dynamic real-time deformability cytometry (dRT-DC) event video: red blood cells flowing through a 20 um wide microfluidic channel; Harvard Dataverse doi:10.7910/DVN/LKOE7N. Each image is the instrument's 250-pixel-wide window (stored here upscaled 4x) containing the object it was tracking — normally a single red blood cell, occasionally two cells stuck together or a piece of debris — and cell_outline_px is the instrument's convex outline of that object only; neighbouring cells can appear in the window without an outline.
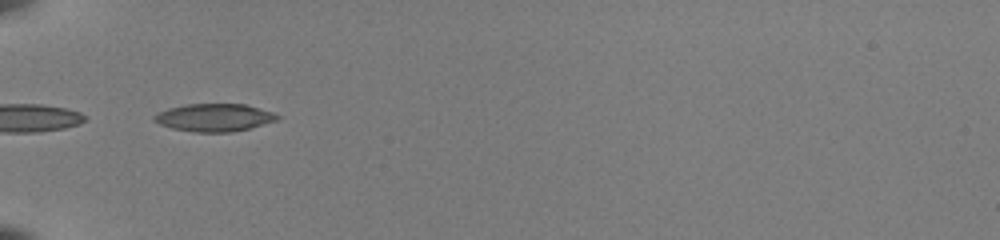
{"species": "common noctule bat (a hibernating species)", "species_latin": "Nyctalus noctula", "temperature_condition": "room temperature", "stored_images_in_passage": 34, "camera_frame_rate_fps": 3000, "um_per_image_px": 0.085, "animal": {"sex": "female", "body_mass_g": 22.0, "forearm_length_mm": 56.7}, "frame": {"image": 1, "passage_image": 1, "time_ms": 0.0, "image_size_px": [1000, 240], "cell_outline_px": [[280, 116], [276, 120], [248, 128], [232, 132], [196, 132], [172, 128], [160, 124], [152, 120], [152, 116], [156, 112], [168, 108], [188, 104], [244, 104], [272, 112]], "centroid_in_image_um": [18.14, 9.99], "position_along_channel_um": 66.9, "area_um2": 19.71}}
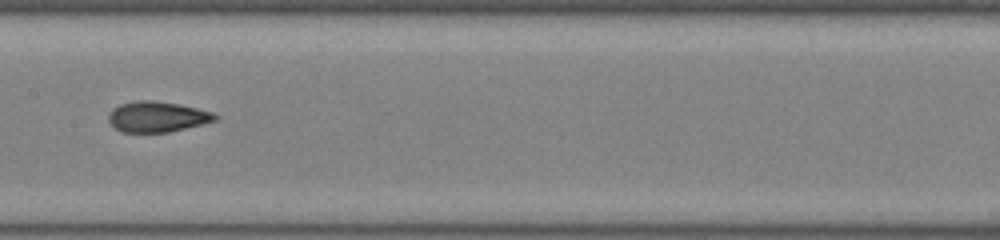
{"frame": {"image": 2, "passage_image": 11, "time_ms": 3.333, "image_size_px": [1000, 240], "cell_outline_px": [[220, 116], [216, 120], [204, 124], [168, 132], [120, 132], [108, 120], [108, 116], [112, 108], [120, 104], [136, 100], [152, 100], [176, 104], [196, 108], [212, 112]], "centroid_in_image_um": [13.36, 9.92], "position_along_channel_um": 194.0, "area_um2": 18.96}}
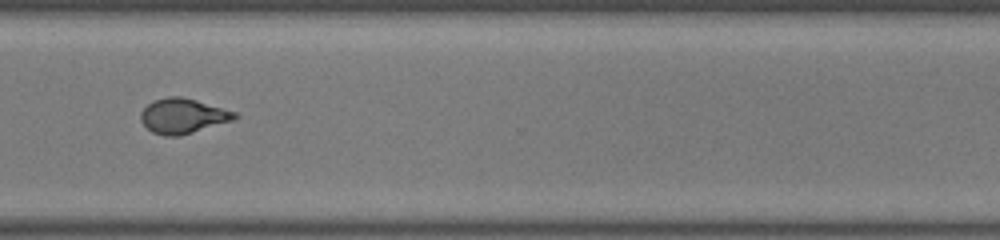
{"frame": {"image": 3, "passage_image": 23, "time_ms": 7.333, "image_size_px": [1000, 240], "cell_outline_px": [[240, 116], [236, 120], [180, 136], [164, 136], [152, 132], [140, 120], [140, 112], [152, 100], [168, 96], [180, 96], [196, 100], [236, 112]], "centroid_in_image_um": [15.56, 9.86], "position_along_channel_um": 355.0, "area_um2": 19.36}, "authors_computed_cell_mechanics": {"area_um2": 19.0451, "velocity_mm_per_s": 4.0235, "shape_relaxation_time_tau1_ms": null, "shape_relaxation_time_tau2_ms": 1.3483, "deformation_change_tau1": null, "deformation_change_tau2": 0.0792}}